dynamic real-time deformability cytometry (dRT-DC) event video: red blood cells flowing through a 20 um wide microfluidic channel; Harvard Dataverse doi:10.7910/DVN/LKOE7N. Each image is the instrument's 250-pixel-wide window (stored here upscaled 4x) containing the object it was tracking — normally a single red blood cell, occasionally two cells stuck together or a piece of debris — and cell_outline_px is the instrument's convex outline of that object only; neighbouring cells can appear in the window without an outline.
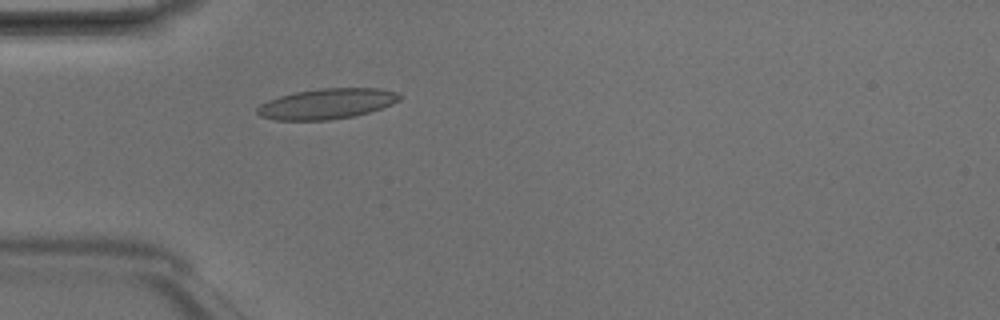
{"species": "Egyptian fruit bat (a non-hibernating species)", "species_latin": "Rousettus aegyptiacus", "temperature_condition": "room temperature", "stored_images_in_passage": 1, "camera_frame_rate_fps": 3000, "um_per_image_px": 0.085, "animal": {"sex": "male"}, "frame": {"image": 1, "passage_image": 1, "time_ms": 0.0, "image_size_px": [1000, 320], "cell_outline_px": [[404, 96], [400, 100], [392, 104], [356, 116], [328, 120], [276, 120], [260, 116], [256, 112], [256, 108], [260, 104], [268, 100], [280, 96], [296, 92], [320, 88], [380, 88], [396, 92]], "centroid_in_image_um": [27.79, 8.82], "position_along_channel_um": 57.2, "area_um2": 25.32}}